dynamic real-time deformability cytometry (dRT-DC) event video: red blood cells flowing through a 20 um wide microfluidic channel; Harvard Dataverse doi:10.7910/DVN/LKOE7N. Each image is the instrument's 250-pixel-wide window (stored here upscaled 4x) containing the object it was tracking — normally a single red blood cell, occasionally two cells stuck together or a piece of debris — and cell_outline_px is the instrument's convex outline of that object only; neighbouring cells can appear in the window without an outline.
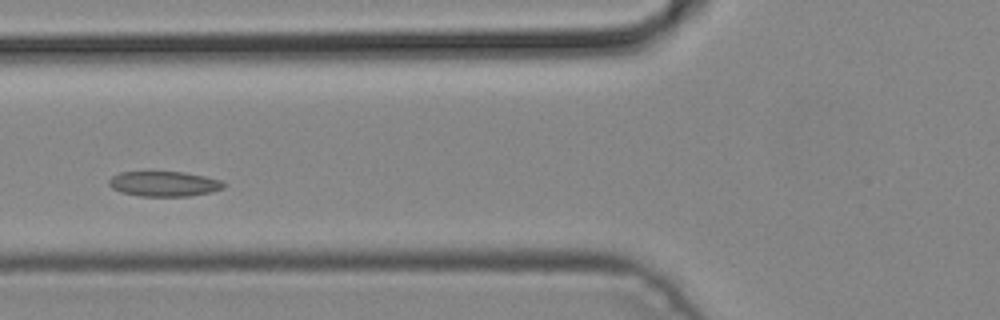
{"species": "common noctule bat (a hibernating species)", "species_latin": "Nyctalus noctula", "temperature_condition": "cold", "stored_images_in_passage": 4, "camera_frame_rate_fps": 3000, "um_per_image_px": 0.085, "animal": {"sex": "male", "body_mass_g": 19.2, "forearm_length_mm": 51.8}, "frame": {"image": 1, "passage_image": 4, "time_ms": 1.0, "image_size_px": [1000, 320], "cell_outline_px": [[224, 188], [212, 192], [188, 196], [140, 196], [120, 192], [112, 188], [108, 184], [108, 180], [112, 176], [120, 172], [184, 172], [204, 176], [220, 180], [224, 184]], "centroid_in_image_um": [13.92, 15.63], "position_along_channel_um": 111.9, "area_um2": 16.76}}